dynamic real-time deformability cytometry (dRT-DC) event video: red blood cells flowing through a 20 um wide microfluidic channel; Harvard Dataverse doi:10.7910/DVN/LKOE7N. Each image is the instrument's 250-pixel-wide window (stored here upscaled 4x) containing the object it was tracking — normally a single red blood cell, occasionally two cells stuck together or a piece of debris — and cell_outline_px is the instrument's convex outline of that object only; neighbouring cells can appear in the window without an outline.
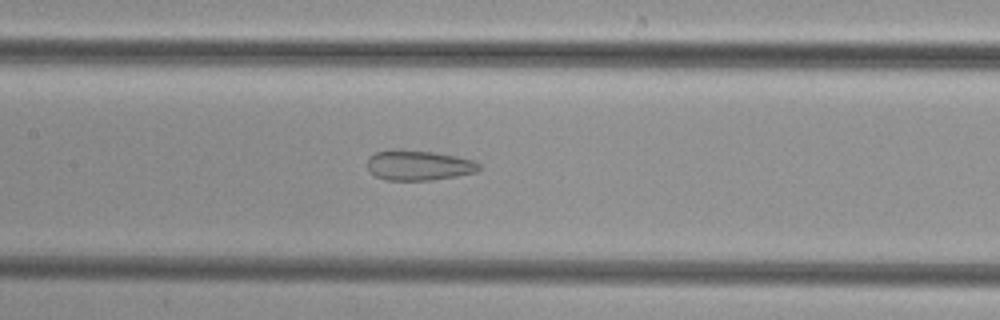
{"species": "common noctule bat (a hibernating species)", "species_latin": "Nyctalus noctula", "temperature_condition": "cold", "stored_images_in_passage": 47, "camera_frame_rate_fps": 3000, "um_per_image_px": 0.085, "animal": {"sex": "female", "body_mass_g": 29.2, "forearm_length_mm": 56.3}, "frame": {"image": 1, "passage_image": 24, "time_ms": 7.667, "image_size_px": [1000, 320], "cell_outline_px": [[480, 168], [476, 172], [456, 176], [432, 180], [384, 180], [376, 176], [368, 168], [368, 160], [376, 152], [392, 148], [396, 148], [436, 152], [456, 156], [472, 160], [480, 164]], "centroid_in_image_um": [35.58, 14.03], "position_along_channel_um": 171.8, "area_um2": 19.71}}
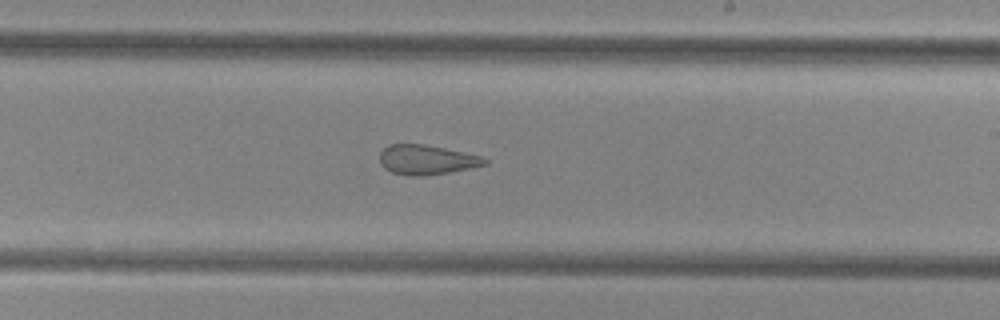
{"frame": {"image": 2, "passage_image": 30, "time_ms": 9.667, "image_size_px": [1000, 320], "cell_outline_px": [[488, 164], [428, 176], [408, 176], [392, 172], [384, 168], [380, 164], [380, 152], [388, 144], [424, 144], [444, 148], [480, 156], [488, 160]], "centroid_in_image_um": [36.22, 13.58], "position_along_channel_um": 252.8, "area_um2": 18.09}}
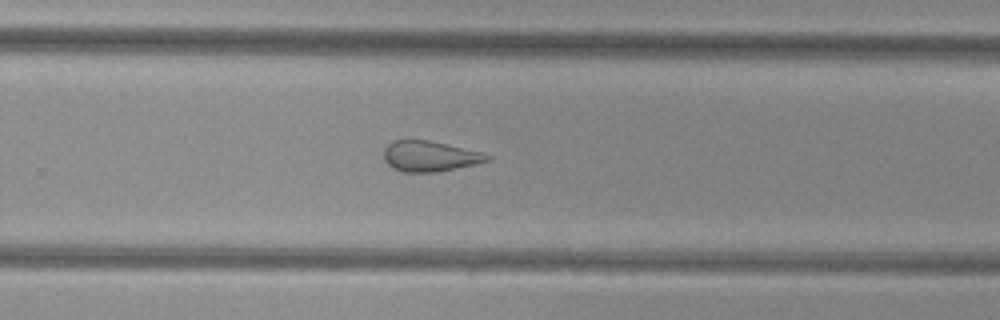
{"frame": {"image": 3, "passage_image": 33, "time_ms": 10.667, "image_size_px": [1000, 320], "cell_outline_px": [[492, 160], [476, 164], [440, 172], [404, 172], [392, 168], [384, 160], [384, 148], [392, 140], [428, 140], [448, 144], [480, 152], [492, 156]], "centroid_in_image_um": [36.54, 13.28], "position_along_channel_um": 293.3, "area_um2": 18.55}}